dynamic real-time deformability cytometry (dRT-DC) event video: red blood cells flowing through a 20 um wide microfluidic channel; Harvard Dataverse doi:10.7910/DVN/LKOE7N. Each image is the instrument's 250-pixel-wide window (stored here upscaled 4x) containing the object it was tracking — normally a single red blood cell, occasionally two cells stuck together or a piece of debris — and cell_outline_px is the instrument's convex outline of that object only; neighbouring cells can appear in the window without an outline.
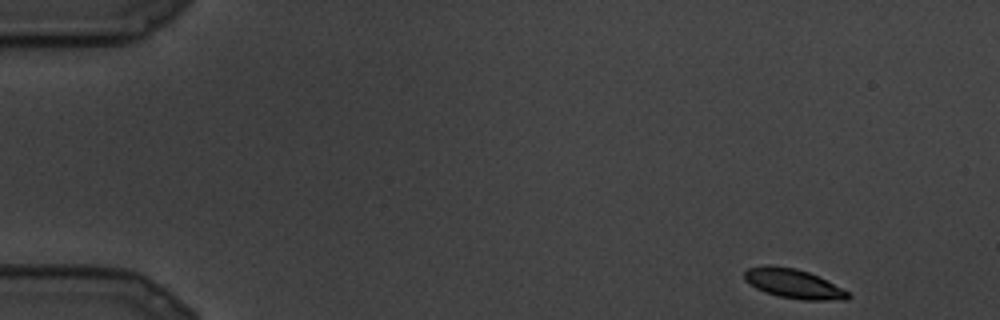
{"species": "common noctule bat (a hibernating species)", "species_latin": "Nyctalus noctula", "temperature_condition": "cold", "stored_images_in_passage": 9, "camera_frame_rate_fps": 3000, "um_per_image_px": 0.085, "animal": {"sex": "male", "body_mass_g": 19.5, "forearm_length_mm": 54.6}, "frame": {"image": 1, "passage_image": 1, "time_ms": 0.0, "image_size_px": [1000, 320], "cell_outline_px": [[848, 300], [804, 300], [780, 296], [764, 292], [756, 288], [744, 280], [744, 272], [748, 268], [764, 264], [768, 264], [796, 268], [808, 272], [848, 292]], "centroid_in_image_um": [67.36, 24.09], "position_along_channel_um": 17.6, "area_um2": 17.51}}
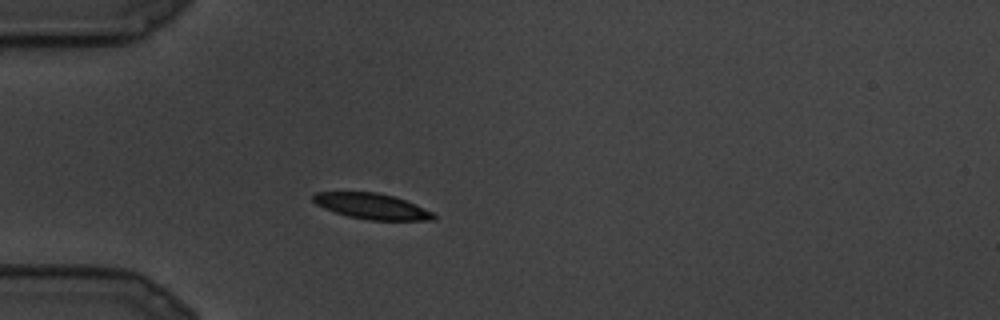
{"frame": {"image": 2, "passage_image": 7, "time_ms": 2.0, "image_size_px": [1000, 320], "cell_outline_px": [[436, 220], [368, 220], [348, 216], [324, 208], [316, 204], [312, 200], [312, 196], [316, 192], [376, 192], [392, 196], [416, 204], [432, 212], [436, 216]], "centroid_in_image_um": [31.6, 17.53], "position_along_channel_um": 53.4, "area_um2": 17.92}}
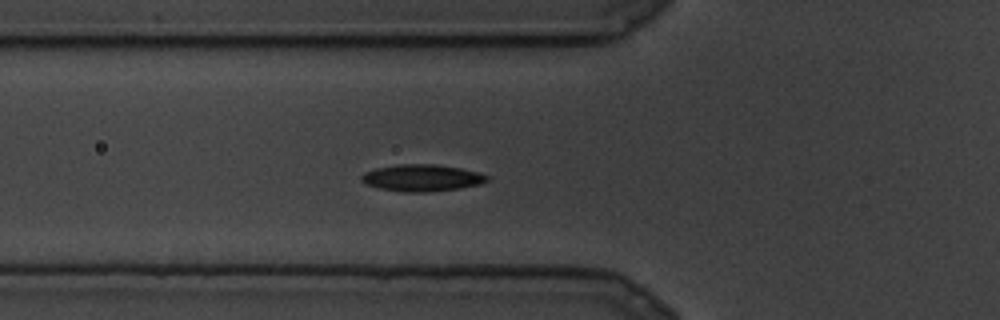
{"frame": {"image": 3, "passage_image": 9, "time_ms": 2.667, "image_size_px": [1000, 320], "cell_outline_px": [[488, 180], [480, 184], [460, 188], [424, 192], [404, 192], [380, 188], [364, 184], [360, 180], [360, 176], [364, 172], [376, 168], [396, 164], [436, 164], [460, 168], [480, 172], [488, 176]], "centroid_in_image_um": [35.83, 15.11], "position_along_channel_um": 90.0, "area_um2": 19.71}}